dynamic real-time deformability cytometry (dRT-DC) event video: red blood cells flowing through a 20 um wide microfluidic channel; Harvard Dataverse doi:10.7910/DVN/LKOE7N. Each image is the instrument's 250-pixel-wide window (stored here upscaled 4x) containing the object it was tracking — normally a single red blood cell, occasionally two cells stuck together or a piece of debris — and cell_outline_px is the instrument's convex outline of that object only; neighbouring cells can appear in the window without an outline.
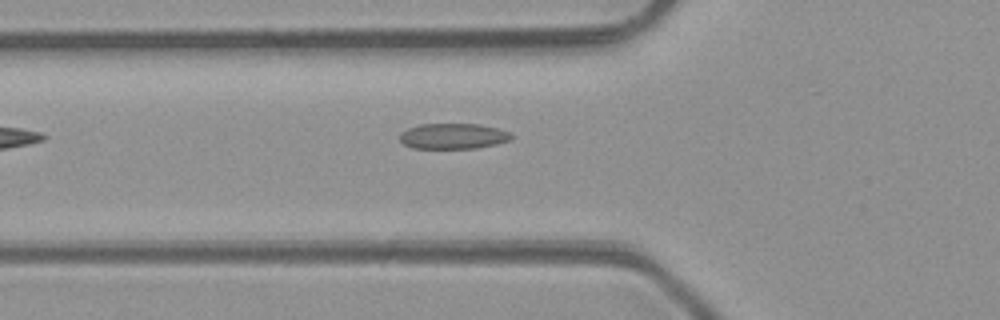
{"species": "common noctule bat (a hibernating species)", "species_latin": "Nyctalus noctula", "temperature_condition": "room temperature", "stored_images_in_passage": 6, "camera_frame_rate_fps": 3000, "um_per_image_px": 0.085, "animal": {"sex": "male", "body_mass_g": 23.1, "forearm_length_mm": 52.7}, "frame": {"image": 1, "passage_image": 6, "time_ms": 6.0, "image_size_px": [1000, 320], "cell_outline_px": [[512, 140], [496, 144], [476, 148], [412, 148], [404, 144], [400, 140], [400, 132], [408, 128], [420, 124], [480, 124], [496, 128], [508, 132], [512, 136]], "centroid_in_image_um": [38.5, 11.57], "position_along_channel_um": 87.3, "area_um2": 16.59}}